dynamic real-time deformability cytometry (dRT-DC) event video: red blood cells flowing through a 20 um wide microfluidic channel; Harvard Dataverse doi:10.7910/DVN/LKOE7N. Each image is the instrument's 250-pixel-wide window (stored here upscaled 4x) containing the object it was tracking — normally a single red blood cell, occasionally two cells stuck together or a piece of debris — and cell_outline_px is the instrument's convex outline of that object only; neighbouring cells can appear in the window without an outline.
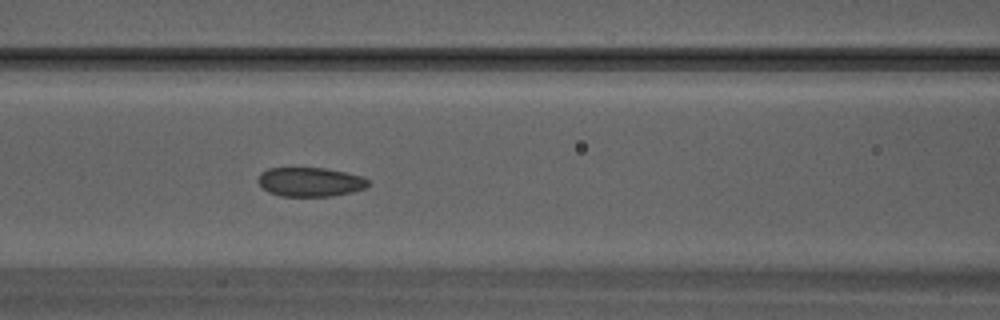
{"species": "Egyptian fruit bat (a non-hibernating species)", "species_latin": "Rousettus aegyptiacus", "temperature_condition": "warm", "stored_images_in_passage": 6, "camera_frame_rate_fps": 3000, "um_per_image_px": 0.085, "animal": {"sex": "male"}, "frame": {"image": 1, "passage_image": 6, "time_ms": 1.667, "image_size_px": [1000, 320], "cell_outline_px": [[368, 184], [364, 188], [352, 192], [332, 196], [280, 196], [268, 192], [260, 188], [260, 172], [268, 168], [324, 168], [344, 172], [360, 176], [368, 180]], "centroid_in_image_um": [26.33, 15.47], "position_along_channel_um": 140.3, "area_um2": 18.55}}